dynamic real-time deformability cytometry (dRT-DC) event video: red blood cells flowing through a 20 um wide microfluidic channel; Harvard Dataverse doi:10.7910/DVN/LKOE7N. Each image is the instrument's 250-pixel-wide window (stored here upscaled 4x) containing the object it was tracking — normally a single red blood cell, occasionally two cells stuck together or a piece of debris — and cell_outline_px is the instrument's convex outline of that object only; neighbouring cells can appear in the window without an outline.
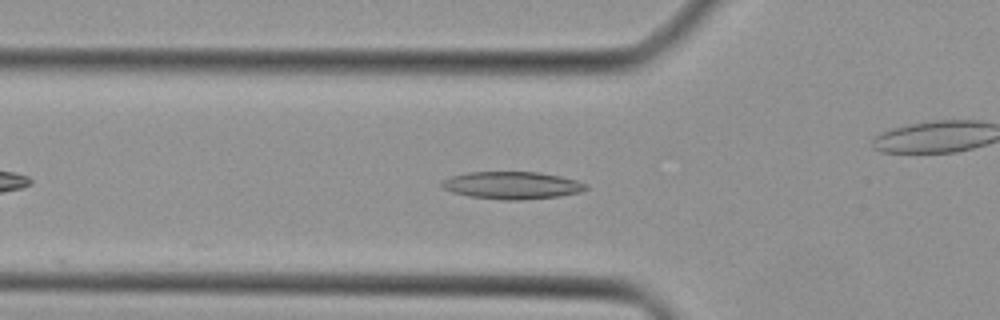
{"species": "Egyptian fruit bat (a non-hibernating species)", "species_latin": "Rousettus aegyptiacus", "temperature_condition": "cold", "stored_images_in_passage": 37, "camera_frame_rate_fps": 3000, "um_per_image_px": 0.085, "animal": {"sex": "female"}, "frame": {"image": 1, "passage_image": 7, "time_ms": 2.0, "image_size_px": [1000, 320], "cell_outline_px": [[588, 188], [580, 192], [560, 196], [520, 200], [504, 200], [468, 196], [452, 192], [440, 188], [440, 184], [444, 180], [452, 176], [468, 172], [540, 172], [560, 176], [576, 180], [588, 184]], "centroid_in_image_um": [43.52, 15.75], "position_along_channel_um": 82.3, "area_um2": 23.12}}
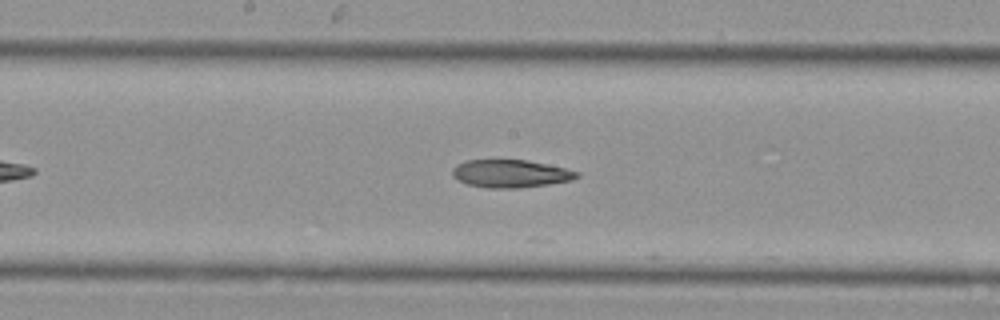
{"frame": {"image": 2, "passage_image": 15, "time_ms": 4.667, "image_size_px": [1000, 320], "cell_outline_px": [[580, 176], [572, 180], [548, 184], [520, 188], [488, 188], [468, 184], [456, 180], [452, 176], [452, 168], [456, 164], [468, 160], [528, 160], [564, 168], [580, 172]], "centroid_in_image_um": [43.38, 14.76], "position_along_channel_um": 204.8, "area_um2": 20.23}}
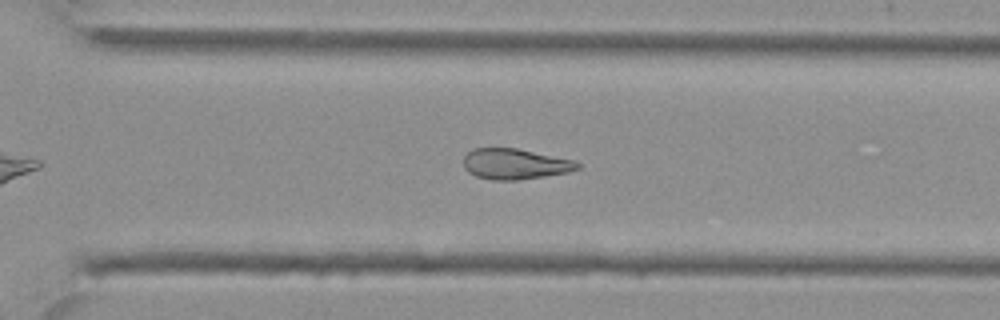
{"frame": {"image": 3, "passage_image": 23, "time_ms": 7.333, "image_size_px": [1000, 320], "cell_outline_px": [[580, 168], [568, 172], [520, 180], [492, 180], [476, 176], [468, 172], [464, 168], [464, 156], [472, 148], [516, 148], [572, 160], [580, 164]], "centroid_in_image_um": [43.74, 13.94], "position_along_channel_um": 326.9, "area_um2": 20.23}}